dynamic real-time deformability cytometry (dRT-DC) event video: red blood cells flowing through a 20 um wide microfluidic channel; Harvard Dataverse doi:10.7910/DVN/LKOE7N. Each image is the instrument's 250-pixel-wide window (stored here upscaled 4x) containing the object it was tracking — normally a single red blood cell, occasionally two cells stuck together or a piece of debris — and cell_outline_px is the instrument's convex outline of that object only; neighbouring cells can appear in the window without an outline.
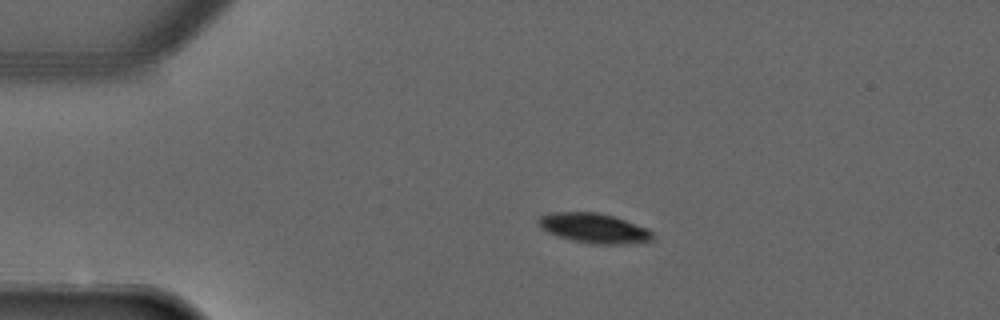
{"species": "common noctule bat (a hibernating species)", "species_latin": "Nyctalus noctula", "temperature_condition": "warm", "stored_images_in_passage": 2, "camera_frame_rate_fps": 3000, "um_per_image_px": 0.085, "animal": {"sex": "male", "forearm_length_mm": 52.5}, "frame": {"image": 1, "passage_image": 1, "time_ms": 0.0, "image_size_px": [1000, 320], "cell_outline_px": [[652, 240], [624, 244], [592, 244], [572, 240], [556, 236], [548, 232], [540, 224], [540, 216], [552, 212], [596, 212], [612, 216], [648, 228], [652, 232]], "centroid_in_image_um": [50.5, 19.4], "position_along_channel_um": 34.5, "area_um2": 19.48}}